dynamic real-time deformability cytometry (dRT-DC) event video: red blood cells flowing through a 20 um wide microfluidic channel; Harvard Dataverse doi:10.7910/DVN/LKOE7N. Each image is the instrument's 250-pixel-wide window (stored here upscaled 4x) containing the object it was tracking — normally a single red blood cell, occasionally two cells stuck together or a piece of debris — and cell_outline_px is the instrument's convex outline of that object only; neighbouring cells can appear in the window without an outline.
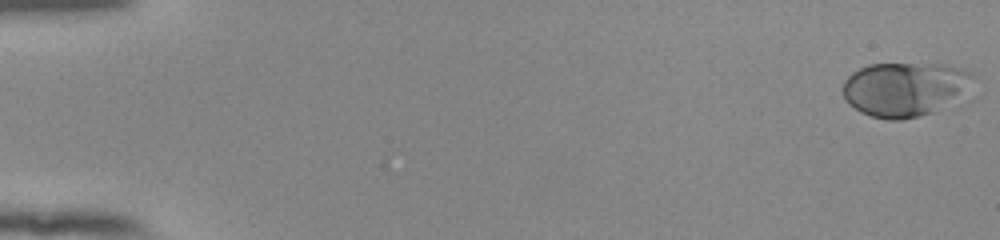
{"species": "human", "species_latin": "Homo sapiens", "temperature_condition": "room temperature", "stored_images_in_passage": 13, "camera_frame_rate_fps": 3000, "um_per_image_px": 0.085, "donor": {"sex": "female"}, "frame": {"image": 1, "passage_image": 1, "time_ms": 0.0, "image_size_px": [1000, 240], "cell_outline_px": [[976, 76], [964, 104], [960, 108], [900, 120], [888, 120], [872, 116], [860, 112], [848, 104], [844, 96], [844, 80], [852, 72], [868, 64], [944, 64], [964, 68], [972, 72]], "centroid_in_image_um": [77.12, 7.62], "position_along_channel_um": 7.9, "area_um2": 43.35}}